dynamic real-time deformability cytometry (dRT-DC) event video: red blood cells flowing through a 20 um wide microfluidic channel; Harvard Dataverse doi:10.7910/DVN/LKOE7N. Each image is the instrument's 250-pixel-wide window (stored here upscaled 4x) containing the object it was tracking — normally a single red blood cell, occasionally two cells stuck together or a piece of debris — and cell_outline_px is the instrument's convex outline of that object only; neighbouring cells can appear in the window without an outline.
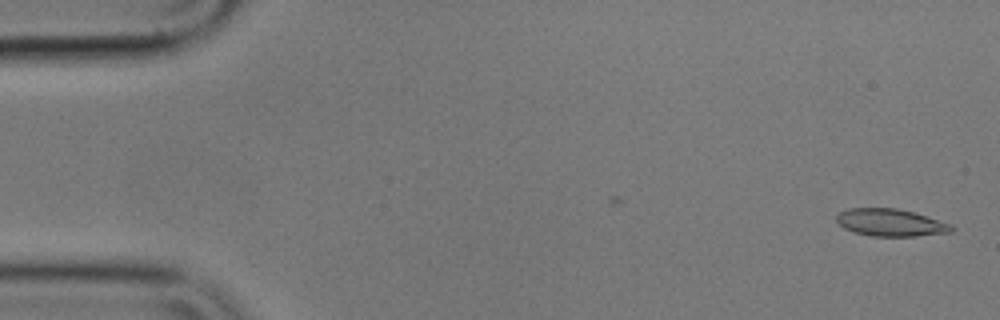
{"species": "common noctule bat (a hibernating species)", "species_latin": "Nyctalus noctula", "temperature_condition": "cold", "stored_images_in_passage": 45, "camera_frame_rate_fps": 3000, "um_per_image_px": 0.085, "animal": {"sex": "male", "body_mass_g": 17.9}, "frame": {"image": 1, "passage_image": 1, "time_ms": 0.0, "image_size_px": [1000, 320], "cell_outline_px": [[956, 228], [952, 232], [916, 236], [872, 236], [856, 232], [844, 228], [836, 220], [836, 216], [840, 212], [848, 208], [896, 208], [912, 212], [952, 224]], "centroid_in_image_um": [75.72, 18.92], "position_along_channel_um": 9.3, "area_um2": 18.21}}
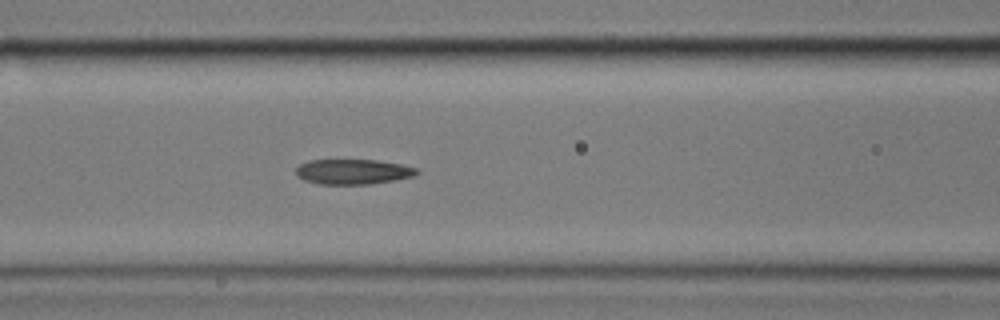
{"frame": {"image": 2, "passage_image": 22, "time_ms": 7.0, "image_size_px": [1000, 320], "cell_outline_px": [[420, 172], [412, 176], [372, 184], [320, 184], [304, 180], [296, 176], [296, 168], [300, 164], [312, 160], [376, 160], [400, 164], [416, 168]], "centroid_in_image_um": [29.97, 14.6], "position_along_channel_um": 136.6, "area_um2": 17.51}}
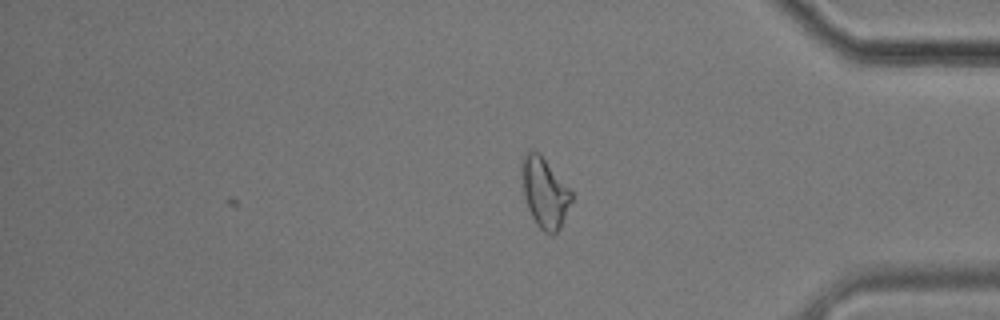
{"frame": {"image": 3, "passage_image": 45, "time_ms": 14.667, "image_size_px": [1000, 320], "cell_outline_px": [[572, 200], [560, 228], [552, 236], [544, 232], [536, 224], [528, 208], [524, 196], [520, 168], [520, 164], [524, 152], [528, 148], [532, 148], [544, 160], [572, 192]], "centroid_in_image_um": [46.25, 16.37], "position_along_channel_um": 388.9, "area_um2": 20.11}, "authors_computed_cell_mechanics": {"area_um2": 18.207, "velocity_mm_per_s": 3.5598, "shape_relaxation_time_tau1_ms": null, "shape_relaxation_time_tau2_ms": 9.4755, "deformation_change_tau1": null, "deformation_change_tau2": 0.1729}}